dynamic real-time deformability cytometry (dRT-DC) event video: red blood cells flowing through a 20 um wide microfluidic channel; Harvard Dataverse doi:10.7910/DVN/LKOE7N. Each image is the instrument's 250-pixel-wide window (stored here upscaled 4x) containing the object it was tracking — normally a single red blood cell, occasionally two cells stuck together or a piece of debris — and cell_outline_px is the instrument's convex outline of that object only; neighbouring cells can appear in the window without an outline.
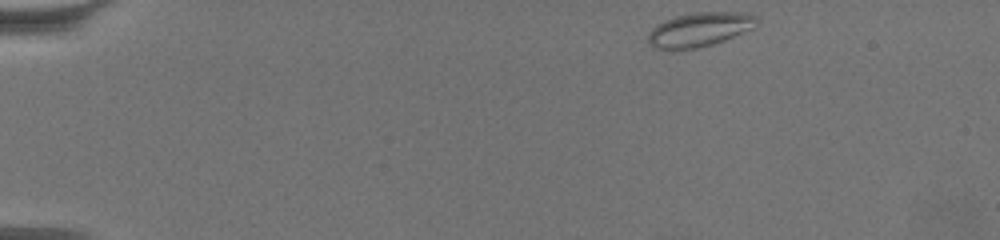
{"species": "common noctule bat (a hibernating species)", "species_latin": "Nyctalus noctula", "temperature_condition": "warm", "stored_images_in_passage": 54, "camera_frame_rate_fps": 3000, "um_per_image_px": 0.085, "animal": {"sex": "female", "body_mass_g": 19.5, "forearm_length_mm": 54.1}, "frame": {"image": 1, "passage_image": 1, "time_ms": 0.0, "image_size_px": [1000, 240], "cell_outline_px": [[760, 20], [752, 28], [724, 40], [712, 44], [696, 48], [672, 52], [668, 52], [652, 48], [648, 44], [648, 32], [656, 24], [664, 20], [676, 16], [696, 12], [748, 12], [756, 16]], "centroid_in_image_um": [59.39, 2.54], "position_along_channel_um": 25.6, "area_um2": 22.2}}
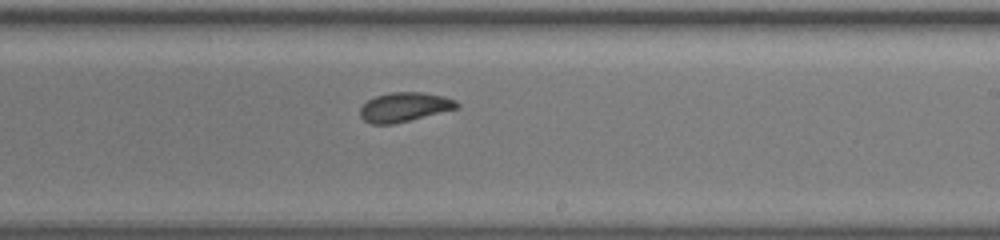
{"frame": {"image": 2, "passage_image": 31, "time_ms": 10.0, "image_size_px": [1000, 240], "cell_outline_px": [[460, 108], [392, 124], [372, 124], [364, 120], [360, 116], [360, 108], [368, 100], [376, 96], [392, 92], [424, 92], [444, 96], [456, 100], [460, 104]], "centroid_in_image_um": [34.41, 9.09], "position_along_channel_um": 254.6, "area_um2": 16.53}}
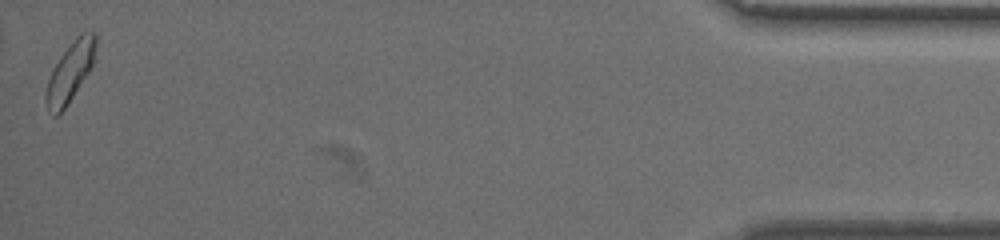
{"frame": {"image": 3, "passage_image": 54, "time_ms": 17.667, "image_size_px": [1000, 240], "cell_outline_px": [[96, 44], [92, 64], [88, 72], [64, 108], [56, 116], [52, 116], [48, 112], [44, 100], [44, 92], [52, 68], [60, 56], [72, 40], [80, 32], [96, 32]], "centroid_in_image_um": [5.91, 6.11], "position_along_channel_um": 429.3, "area_um2": 17.17}, "authors_computed_cell_mechanics": {"area_um2": 16.7909, "velocity_mm_per_s": 3.3597, "shape_relaxation_time_tau1_ms": 3.5554, "shape_relaxation_time_tau2_ms": 1.6602, "deformation_change_tau1": 0.0654, "deformation_change_tau2": 0.0598}}